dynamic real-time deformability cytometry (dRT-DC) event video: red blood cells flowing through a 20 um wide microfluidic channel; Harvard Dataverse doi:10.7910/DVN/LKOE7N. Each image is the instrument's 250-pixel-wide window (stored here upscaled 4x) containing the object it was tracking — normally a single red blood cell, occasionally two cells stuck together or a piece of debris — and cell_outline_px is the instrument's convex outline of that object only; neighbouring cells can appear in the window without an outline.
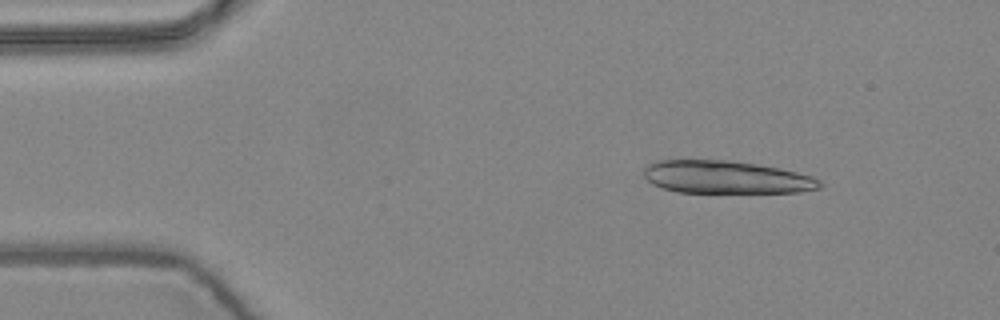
{"species": "common noctule bat (a hibernating species)", "species_latin": "Nyctalus noctula", "temperature_condition": "warm", "stored_images_in_passage": 7, "camera_frame_rate_fps": 3000, "um_per_image_px": 0.085, "animal": {"sex": "female", "body_mass_g": 24.6, "forearm_length_mm": 56.2}, "frame": {"image": 1, "passage_image": 2, "time_ms": 0.333, "image_size_px": [1000, 320], "cell_outline_px": [[824, 184], [820, 188], [800, 192], [676, 192], [660, 188], [652, 184], [644, 176], [644, 164], [656, 160], [728, 160], [756, 164], [796, 172], [812, 176], [820, 180]], "centroid_in_image_um": [61.67, 15.06], "position_along_channel_um": 23.3, "area_um2": 33.7}}
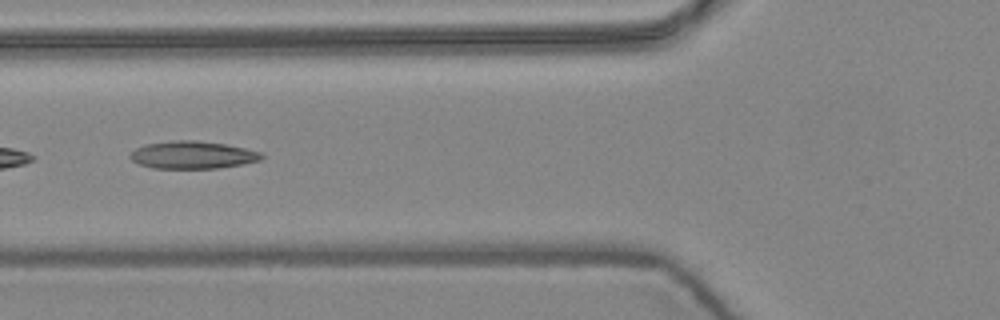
{"frame": {"image": 2, "passage_image": 6, "time_ms": 1.667, "image_size_px": [1000, 320], "cell_outline_px": [[264, 156], [260, 160], [240, 164], [216, 168], [152, 168], [140, 164], [132, 160], [128, 156], [136, 148], [144, 144], [172, 140], [196, 140], [224, 144], [244, 148], [260, 152]], "centroid_in_image_um": [16.33, 13.16], "position_along_channel_um": 109.5, "area_um2": 20.92}}
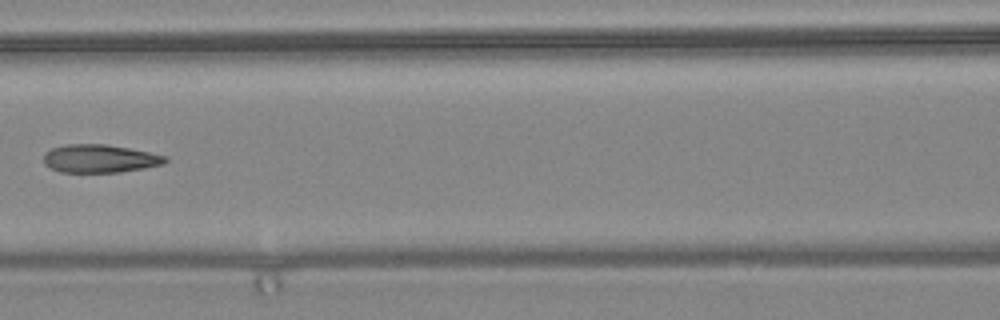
{"frame": {"image": 3, "passage_image": 7, "time_ms": 2.0, "image_size_px": [1000, 320], "cell_outline_px": [[168, 160], [164, 164], [144, 168], [120, 172], [60, 172], [44, 164], [44, 152], [52, 148], [64, 144], [104, 144], [128, 148], [168, 156]], "centroid_in_image_um": [8.48, 13.48], "position_along_channel_um": 158.1, "area_um2": 19.94}}